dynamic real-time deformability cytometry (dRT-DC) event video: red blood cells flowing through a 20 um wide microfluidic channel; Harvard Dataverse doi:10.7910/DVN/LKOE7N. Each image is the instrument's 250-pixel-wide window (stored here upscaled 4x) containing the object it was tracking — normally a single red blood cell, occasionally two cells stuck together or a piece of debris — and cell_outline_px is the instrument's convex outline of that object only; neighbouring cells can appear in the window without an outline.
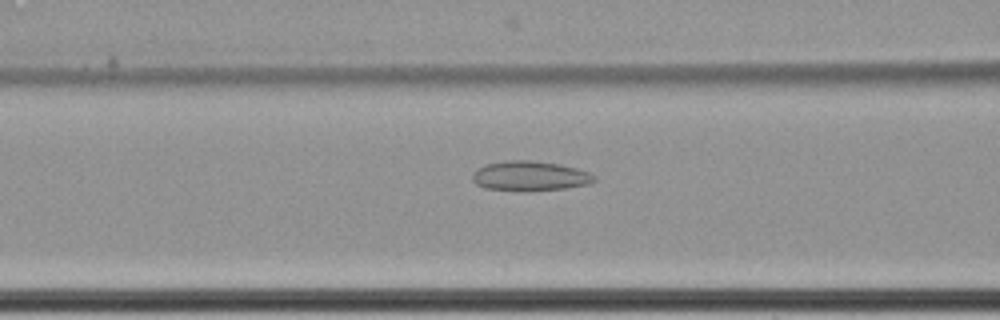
{"species": "common noctule bat (a hibernating species)", "species_latin": "Nyctalus noctula", "temperature_condition": "cold", "stored_images_in_passage": 56, "camera_frame_rate_fps": 3000, "um_per_image_px": 0.085, "animal": {"sex": "female", "body_mass_g": 22.7, "forearm_length_mm": 54.2}, "frame": {"image": 1, "passage_image": 22, "time_ms": 7.0, "image_size_px": [1000, 320], "cell_outline_px": [[596, 180], [592, 184], [564, 188], [484, 188], [476, 184], [472, 180], [472, 172], [476, 168], [484, 164], [508, 160], [532, 160], [560, 164], [576, 168], [588, 172], [596, 176]], "centroid_in_image_um": [45.05, 14.9], "position_along_channel_um": 121.6, "area_um2": 20.46}}
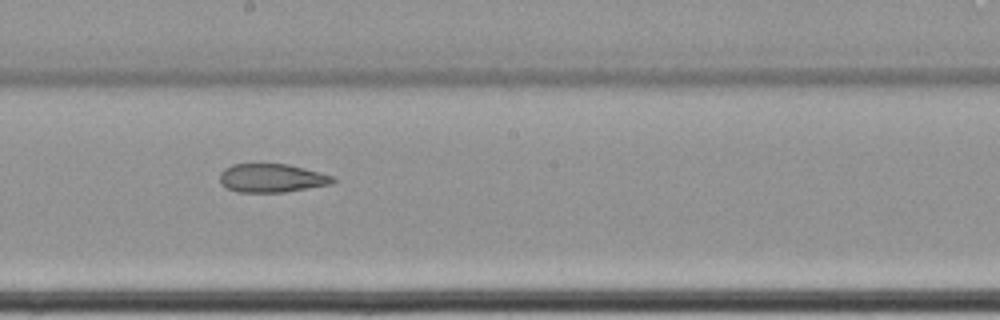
{"frame": {"image": 2, "passage_image": 31, "time_ms": 10.0, "image_size_px": [1000, 320], "cell_outline_px": [[336, 180], [332, 184], [284, 192], [236, 192], [220, 184], [220, 172], [224, 168], [232, 164], [288, 164], [336, 176]], "centroid_in_image_um": [23.11, 15.13], "position_along_channel_um": 225.1, "area_um2": 18.96}}
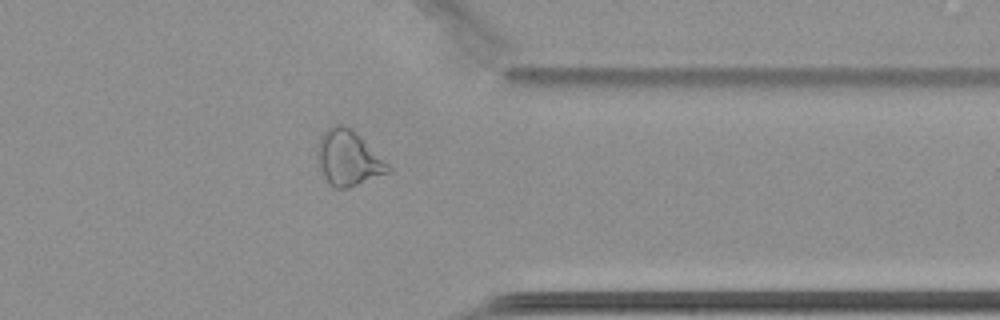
{"frame": {"image": 3, "passage_image": 45, "time_ms": 14.667, "image_size_px": [1000, 320], "cell_outline_px": [[392, 172], [348, 188], [336, 188], [328, 184], [324, 176], [316, 156], [316, 144], [324, 132], [328, 128], [336, 124], [344, 124], [388, 164], [392, 168]], "centroid_in_image_um": [29.57, 13.48], "position_along_channel_um": 381.8, "area_um2": 22.31}, "authors_computed_cell_mechanics": {"area_um2": 23.7847, "velocity_mm_per_s": 3.4538, "shape_relaxation_time_tau1_ms": null, "shape_relaxation_time_tau2_ms": 3.9447, "deformation_change_tau1": null, "deformation_change_tau2": 0.1015}}